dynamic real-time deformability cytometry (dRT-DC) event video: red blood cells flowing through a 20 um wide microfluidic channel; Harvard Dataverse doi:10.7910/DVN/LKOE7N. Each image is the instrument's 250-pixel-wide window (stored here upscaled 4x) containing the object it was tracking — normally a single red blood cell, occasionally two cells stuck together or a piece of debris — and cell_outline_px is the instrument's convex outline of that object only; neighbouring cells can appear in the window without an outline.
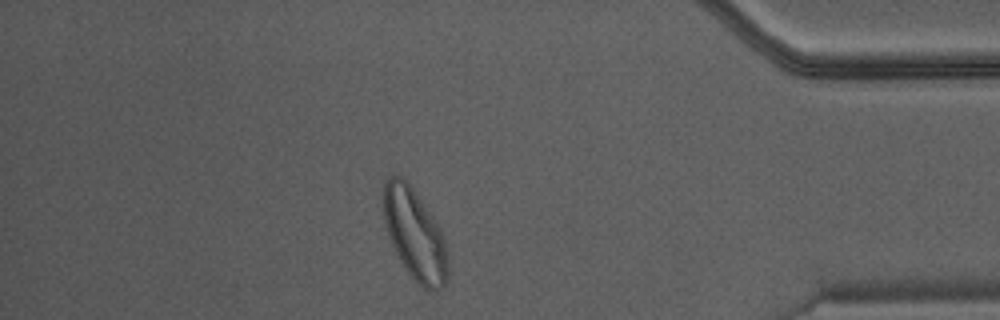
{"species": "Egyptian fruit bat (a non-hibernating species)", "species_latin": "Rousettus aegyptiacus", "temperature_condition": "warm", "stored_images_in_passage": 48, "camera_frame_rate_fps": 3000, "um_per_image_px": 0.085, "animal": {"sex": "male"}, "frame": {"image": 1, "passage_image": 41, "time_ms": 13.333, "image_size_px": [1000, 320], "cell_outline_px": [[448, 276], [444, 284], [436, 292], [428, 292], [416, 284], [392, 248], [384, 220], [380, 200], [384, 184], [392, 176], [400, 176], [412, 188], [436, 220], [444, 236], [448, 248]], "centroid_in_image_um": [35.26, 19.97], "position_along_channel_um": 399.9, "area_um2": 34.85}}